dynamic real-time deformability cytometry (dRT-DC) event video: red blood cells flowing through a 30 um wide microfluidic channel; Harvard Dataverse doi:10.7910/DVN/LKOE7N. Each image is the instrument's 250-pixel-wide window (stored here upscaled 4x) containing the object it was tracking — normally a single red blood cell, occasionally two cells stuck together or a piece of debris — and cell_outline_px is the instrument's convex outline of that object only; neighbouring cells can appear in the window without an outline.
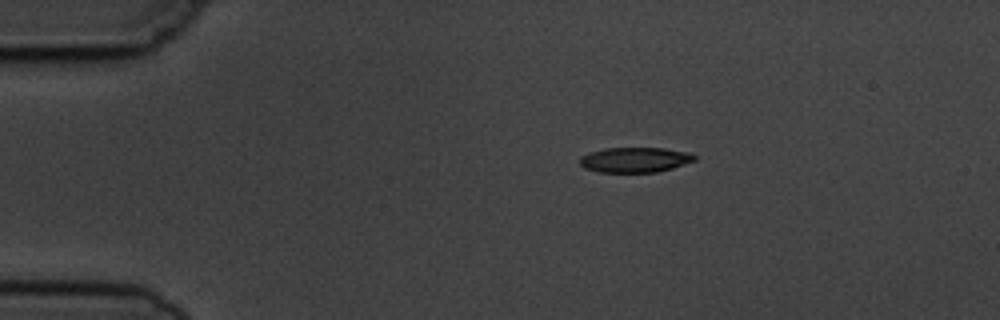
{"species": "common noctule bat (a hibernating species)", "species_latin": "Nyctalus noctula", "temperature_condition": "cold", "stored_images_in_passage": 4, "camera_frame_rate_fps": 3000, "um_per_image_px": 0.085, "animal": {"sex": "male", "body_mass_g": 19.5, "forearm_length_mm": 54.6}, "frame": {"image": 1, "passage_image": 1, "time_ms": 0.0, "image_size_px": [1000, 320], "cell_outline_px": [[696, 160], [672, 168], [656, 172], [600, 172], [584, 168], [580, 164], [580, 156], [588, 152], [604, 148], [664, 148], [688, 152], [696, 156]], "centroid_in_image_um": [53.94, 13.58], "position_along_channel_um": 31.1, "area_um2": 16.82}}
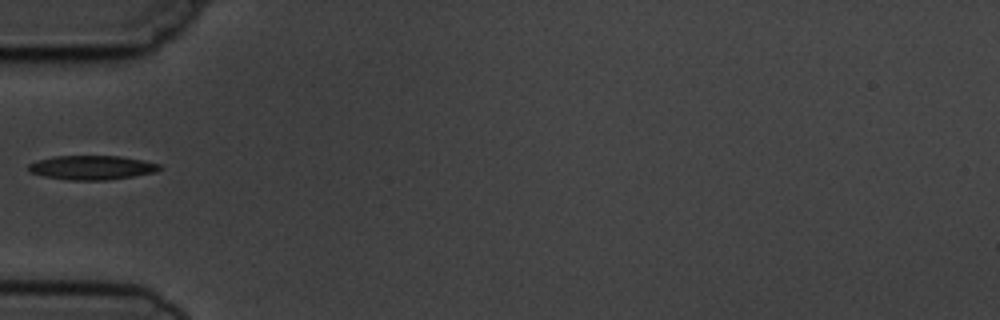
{"frame": {"image": 2, "passage_image": 3, "time_ms": 2.667, "image_size_px": [1000, 320], "cell_outline_px": [[164, 168], [156, 172], [108, 180], [68, 180], [44, 176], [32, 172], [28, 168], [28, 164], [40, 160], [56, 156], [120, 156], [144, 160], [160, 164]], "centroid_in_image_um": [7.88, 14.24], "position_along_channel_um": 77.1, "area_um2": 18.38}}
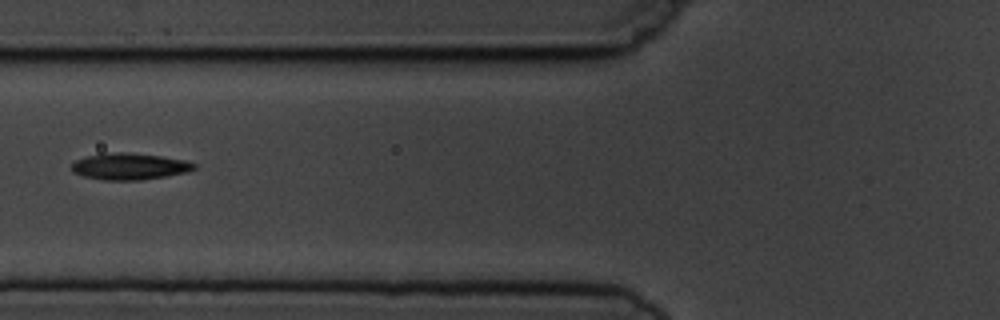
{"frame": {"image": 3, "passage_image": 4, "time_ms": 3.667, "image_size_px": [1000, 320], "cell_outline_px": [[196, 168], [184, 172], [164, 176], [140, 180], [104, 180], [84, 176], [72, 172], [72, 164], [76, 160], [88, 156], [104, 152], [128, 152], [160, 156], [184, 160], [196, 164]], "centroid_in_image_um": [10.97, 14.13], "position_along_channel_um": 114.8, "area_um2": 18.79}}